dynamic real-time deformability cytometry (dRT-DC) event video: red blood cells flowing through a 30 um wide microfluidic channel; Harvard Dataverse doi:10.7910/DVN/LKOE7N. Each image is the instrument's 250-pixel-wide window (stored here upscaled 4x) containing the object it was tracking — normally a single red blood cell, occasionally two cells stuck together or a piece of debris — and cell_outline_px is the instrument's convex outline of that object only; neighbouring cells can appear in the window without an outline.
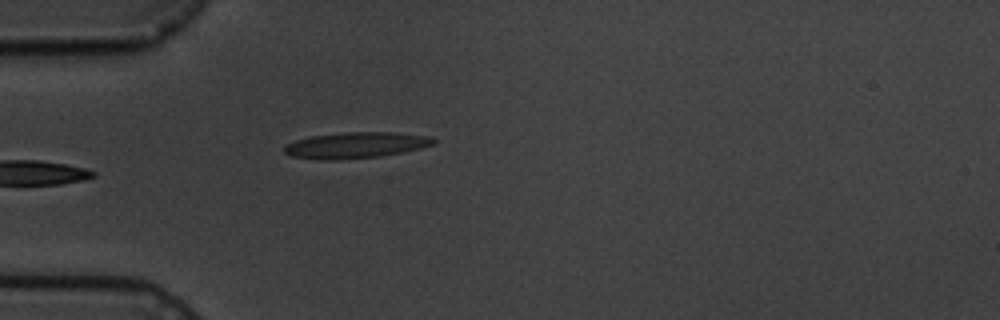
{"species": "common noctule bat (a hibernating species)", "species_latin": "Nyctalus noctula", "temperature_condition": "cold", "stored_images_in_passage": 6, "camera_frame_rate_fps": 3000, "um_per_image_px": 0.085, "animal": {"sex": "male", "body_mass_g": 19.5, "forearm_length_mm": 54.6}, "frame": {"image": 1, "passage_image": 6, "time_ms": 6.667, "image_size_px": [1000, 320], "cell_outline_px": [[436, 140], [432, 144], [420, 148], [380, 156], [336, 160], [320, 160], [292, 156], [284, 152], [284, 148], [288, 144], [296, 140], [312, 136], [344, 132], [396, 132], [432, 136]], "centroid_in_image_um": [30.25, 12.33], "position_along_channel_um": 54.7, "area_um2": 22.48}}